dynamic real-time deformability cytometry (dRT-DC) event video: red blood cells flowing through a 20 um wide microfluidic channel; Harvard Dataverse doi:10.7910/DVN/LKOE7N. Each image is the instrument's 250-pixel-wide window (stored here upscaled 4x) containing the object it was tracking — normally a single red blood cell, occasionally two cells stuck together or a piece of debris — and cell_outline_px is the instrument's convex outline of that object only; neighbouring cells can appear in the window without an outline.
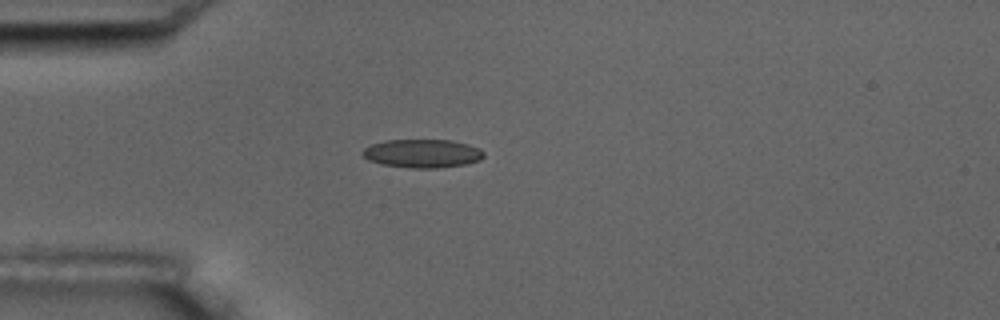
{"species": "common noctule bat (a hibernating species)", "species_latin": "Nyctalus noctula", "temperature_condition": "room temperature", "stored_images_in_passage": 2, "camera_frame_rate_fps": 3000, "um_per_image_px": 0.085, "animal": {"sex": "male", "body_mass_g": 17.5, "forearm_length_mm": 52.3}, "frame": {"image": 1, "passage_image": 1, "time_ms": 0.0, "image_size_px": [1000, 320], "cell_outline_px": [[484, 156], [480, 160], [468, 164], [440, 168], [408, 168], [380, 164], [368, 160], [360, 152], [364, 148], [372, 144], [384, 140], [452, 140], [468, 144], [480, 148], [484, 152]], "centroid_in_image_um": [35.91, 13.05], "position_along_channel_um": 49.1, "area_um2": 20.4}}